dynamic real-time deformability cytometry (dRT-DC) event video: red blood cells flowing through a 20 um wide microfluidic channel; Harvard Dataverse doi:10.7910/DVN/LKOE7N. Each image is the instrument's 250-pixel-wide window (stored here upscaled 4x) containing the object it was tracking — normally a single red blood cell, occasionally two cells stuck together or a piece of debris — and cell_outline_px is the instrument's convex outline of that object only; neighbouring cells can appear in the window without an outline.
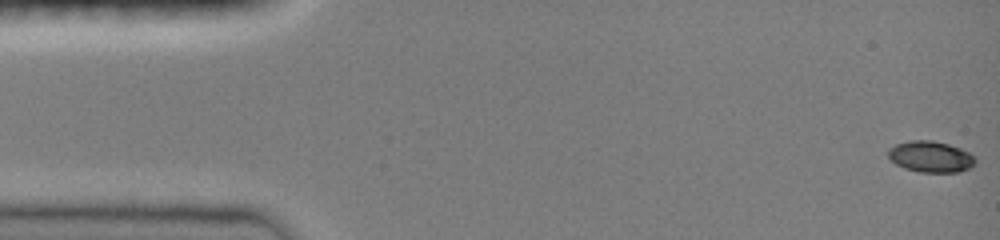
{"species": "common noctule bat (a hibernating species)", "species_latin": "Nyctalus noctula", "temperature_condition": "room temperature", "stored_images_in_passage": 49, "segment_of_instrument_passage": [1, 2], "camera_frame_rate_fps": 3000, "um_per_image_px": 0.085, "animal": {"sex": "female", "body_mass_g": 19.0, "forearm_length_mm": 51.5}, "frame": {"image": 1, "passage_image": 1, "time_ms": 0.0, "image_size_px": [1000, 240], "cell_outline_px": [[976, 164], [968, 168], [956, 172], [920, 172], [904, 168], [896, 164], [888, 156], [888, 148], [896, 144], [908, 140], [932, 140], [948, 144], [960, 148], [976, 156]], "centroid_in_image_um": [79.11, 13.31], "position_along_channel_um": 5.9, "area_um2": 15.9}}
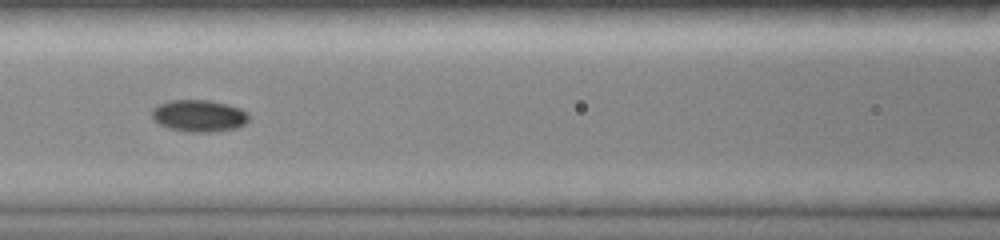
{"frame": {"image": 2, "passage_image": 21, "time_ms": 6.667, "image_size_px": [1000, 240], "cell_outline_px": [[248, 120], [244, 124], [236, 128], [212, 132], [188, 132], [168, 128], [152, 120], [152, 108], [168, 100], [208, 100], [228, 104], [240, 108], [248, 112]], "centroid_in_image_um": [16.9, 9.84], "position_along_channel_um": 149.7, "area_um2": 18.15}}
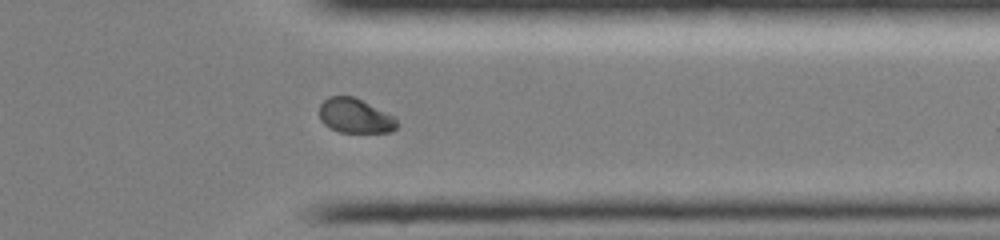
{"frame": {"image": 3, "passage_image": 38, "time_ms": 12.333, "image_size_px": [1000, 240], "cell_outline_px": [[396, 128], [392, 132], [340, 132], [324, 124], [320, 120], [320, 104], [328, 96], [352, 96], [396, 116]], "centroid_in_image_um": [30.19, 9.84], "position_along_channel_um": 381.2, "area_um2": 15.55}}